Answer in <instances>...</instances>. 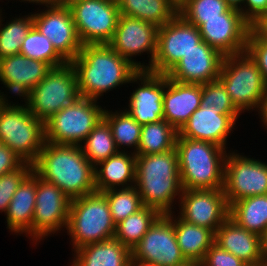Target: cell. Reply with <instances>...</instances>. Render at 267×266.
Instances as JSON below:
<instances>
[{
    "label": "cell",
    "mask_w": 267,
    "mask_h": 266,
    "mask_svg": "<svg viewBox=\"0 0 267 266\" xmlns=\"http://www.w3.org/2000/svg\"><path fill=\"white\" fill-rule=\"evenodd\" d=\"M135 171V187L143 205L161 214L176 212L175 204L178 205L183 191L176 148L158 154L136 155Z\"/></svg>",
    "instance_id": "obj_3"
},
{
    "label": "cell",
    "mask_w": 267,
    "mask_h": 266,
    "mask_svg": "<svg viewBox=\"0 0 267 266\" xmlns=\"http://www.w3.org/2000/svg\"><path fill=\"white\" fill-rule=\"evenodd\" d=\"M157 31L158 27L154 24L136 17L120 15L116 30L108 45L139 70H148L156 54ZM142 55H148V63L136 61V57Z\"/></svg>",
    "instance_id": "obj_14"
},
{
    "label": "cell",
    "mask_w": 267,
    "mask_h": 266,
    "mask_svg": "<svg viewBox=\"0 0 267 266\" xmlns=\"http://www.w3.org/2000/svg\"><path fill=\"white\" fill-rule=\"evenodd\" d=\"M70 64L76 71L80 97L98 101L117 87H128L129 81L139 71L108 44L83 45Z\"/></svg>",
    "instance_id": "obj_1"
},
{
    "label": "cell",
    "mask_w": 267,
    "mask_h": 266,
    "mask_svg": "<svg viewBox=\"0 0 267 266\" xmlns=\"http://www.w3.org/2000/svg\"><path fill=\"white\" fill-rule=\"evenodd\" d=\"M21 102L5 99L0 105V142L33 164L45 143L44 122Z\"/></svg>",
    "instance_id": "obj_7"
},
{
    "label": "cell",
    "mask_w": 267,
    "mask_h": 266,
    "mask_svg": "<svg viewBox=\"0 0 267 266\" xmlns=\"http://www.w3.org/2000/svg\"><path fill=\"white\" fill-rule=\"evenodd\" d=\"M32 171L33 164L25 162L17 170L0 176V213H6L17 188Z\"/></svg>",
    "instance_id": "obj_40"
},
{
    "label": "cell",
    "mask_w": 267,
    "mask_h": 266,
    "mask_svg": "<svg viewBox=\"0 0 267 266\" xmlns=\"http://www.w3.org/2000/svg\"><path fill=\"white\" fill-rule=\"evenodd\" d=\"M262 252L264 253V259L267 261V231L261 236Z\"/></svg>",
    "instance_id": "obj_50"
},
{
    "label": "cell",
    "mask_w": 267,
    "mask_h": 266,
    "mask_svg": "<svg viewBox=\"0 0 267 266\" xmlns=\"http://www.w3.org/2000/svg\"><path fill=\"white\" fill-rule=\"evenodd\" d=\"M79 97L76 71L67 63L52 68L22 100L36 118L45 122Z\"/></svg>",
    "instance_id": "obj_9"
},
{
    "label": "cell",
    "mask_w": 267,
    "mask_h": 266,
    "mask_svg": "<svg viewBox=\"0 0 267 266\" xmlns=\"http://www.w3.org/2000/svg\"><path fill=\"white\" fill-rule=\"evenodd\" d=\"M242 114H220L211 107L196 109L178 131L180 137L214 143L228 150L227 143Z\"/></svg>",
    "instance_id": "obj_21"
},
{
    "label": "cell",
    "mask_w": 267,
    "mask_h": 266,
    "mask_svg": "<svg viewBox=\"0 0 267 266\" xmlns=\"http://www.w3.org/2000/svg\"><path fill=\"white\" fill-rule=\"evenodd\" d=\"M229 217L247 231L262 236L267 231V194L235 201Z\"/></svg>",
    "instance_id": "obj_30"
},
{
    "label": "cell",
    "mask_w": 267,
    "mask_h": 266,
    "mask_svg": "<svg viewBox=\"0 0 267 266\" xmlns=\"http://www.w3.org/2000/svg\"><path fill=\"white\" fill-rule=\"evenodd\" d=\"M244 19L251 25L261 15L267 13V0H245L240 11Z\"/></svg>",
    "instance_id": "obj_44"
},
{
    "label": "cell",
    "mask_w": 267,
    "mask_h": 266,
    "mask_svg": "<svg viewBox=\"0 0 267 266\" xmlns=\"http://www.w3.org/2000/svg\"><path fill=\"white\" fill-rule=\"evenodd\" d=\"M257 266H267V261H264V262L258 264Z\"/></svg>",
    "instance_id": "obj_55"
},
{
    "label": "cell",
    "mask_w": 267,
    "mask_h": 266,
    "mask_svg": "<svg viewBox=\"0 0 267 266\" xmlns=\"http://www.w3.org/2000/svg\"><path fill=\"white\" fill-rule=\"evenodd\" d=\"M80 1L82 0H52V5L64 8H71L74 4Z\"/></svg>",
    "instance_id": "obj_47"
},
{
    "label": "cell",
    "mask_w": 267,
    "mask_h": 266,
    "mask_svg": "<svg viewBox=\"0 0 267 266\" xmlns=\"http://www.w3.org/2000/svg\"><path fill=\"white\" fill-rule=\"evenodd\" d=\"M70 10L83 45L108 44L111 41L120 16L117 0H82Z\"/></svg>",
    "instance_id": "obj_12"
},
{
    "label": "cell",
    "mask_w": 267,
    "mask_h": 266,
    "mask_svg": "<svg viewBox=\"0 0 267 266\" xmlns=\"http://www.w3.org/2000/svg\"><path fill=\"white\" fill-rule=\"evenodd\" d=\"M101 101L79 97L44 122L45 142L80 145L103 119Z\"/></svg>",
    "instance_id": "obj_8"
},
{
    "label": "cell",
    "mask_w": 267,
    "mask_h": 266,
    "mask_svg": "<svg viewBox=\"0 0 267 266\" xmlns=\"http://www.w3.org/2000/svg\"><path fill=\"white\" fill-rule=\"evenodd\" d=\"M2 90H0V105L4 102L5 98L3 96V93L1 92Z\"/></svg>",
    "instance_id": "obj_53"
},
{
    "label": "cell",
    "mask_w": 267,
    "mask_h": 266,
    "mask_svg": "<svg viewBox=\"0 0 267 266\" xmlns=\"http://www.w3.org/2000/svg\"><path fill=\"white\" fill-rule=\"evenodd\" d=\"M199 31L204 42L226 57L246 51L250 24L229 8L222 18L202 19Z\"/></svg>",
    "instance_id": "obj_18"
},
{
    "label": "cell",
    "mask_w": 267,
    "mask_h": 266,
    "mask_svg": "<svg viewBox=\"0 0 267 266\" xmlns=\"http://www.w3.org/2000/svg\"><path fill=\"white\" fill-rule=\"evenodd\" d=\"M258 116L260 117L259 119H261V121L259 120V122H262L261 124L263 128L267 130V93L265 95L263 105L262 108L260 109Z\"/></svg>",
    "instance_id": "obj_46"
},
{
    "label": "cell",
    "mask_w": 267,
    "mask_h": 266,
    "mask_svg": "<svg viewBox=\"0 0 267 266\" xmlns=\"http://www.w3.org/2000/svg\"><path fill=\"white\" fill-rule=\"evenodd\" d=\"M214 243L248 266H257L265 261L261 236L242 228L230 217L218 227Z\"/></svg>",
    "instance_id": "obj_24"
},
{
    "label": "cell",
    "mask_w": 267,
    "mask_h": 266,
    "mask_svg": "<svg viewBox=\"0 0 267 266\" xmlns=\"http://www.w3.org/2000/svg\"><path fill=\"white\" fill-rule=\"evenodd\" d=\"M200 107H211L220 114H241L231 102L229 94L219 80L202 84Z\"/></svg>",
    "instance_id": "obj_39"
},
{
    "label": "cell",
    "mask_w": 267,
    "mask_h": 266,
    "mask_svg": "<svg viewBox=\"0 0 267 266\" xmlns=\"http://www.w3.org/2000/svg\"><path fill=\"white\" fill-rule=\"evenodd\" d=\"M24 163L12 149L0 142V176L17 170Z\"/></svg>",
    "instance_id": "obj_43"
},
{
    "label": "cell",
    "mask_w": 267,
    "mask_h": 266,
    "mask_svg": "<svg viewBox=\"0 0 267 266\" xmlns=\"http://www.w3.org/2000/svg\"><path fill=\"white\" fill-rule=\"evenodd\" d=\"M118 109L110 111L107 107L104 110L103 118L111 128L118 151L128 152L126 148H130L131 150L129 149V152L136 154L140 143L142 125H140L124 108Z\"/></svg>",
    "instance_id": "obj_31"
},
{
    "label": "cell",
    "mask_w": 267,
    "mask_h": 266,
    "mask_svg": "<svg viewBox=\"0 0 267 266\" xmlns=\"http://www.w3.org/2000/svg\"><path fill=\"white\" fill-rule=\"evenodd\" d=\"M218 80L241 114L254 110L259 114L267 87L258 64L247 51L224 57Z\"/></svg>",
    "instance_id": "obj_6"
},
{
    "label": "cell",
    "mask_w": 267,
    "mask_h": 266,
    "mask_svg": "<svg viewBox=\"0 0 267 266\" xmlns=\"http://www.w3.org/2000/svg\"><path fill=\"white\" fill-rule=\"evenodd\" d=\"M161 215L155 208L144 206L116 225L114 238L132 251Z\"/></svg>",
    "instance_id": "obj_32"
},
{
    "label": "cell",
    "mask_w": 267,
    "mask_h": 266,
    "mask_svg": "<svg viewBox=\"0 0 267 266\" xmlns=\"http://www.w3.org/2000/svg\"><path fill=\"white\" fill-rule=\"evenodd\" d=\"M246 51L256 61L267 87V41L260 40L251 30L247 38Z\"/></svg>",
    "instance_id": "obj_42"
},
{
    "label": "cell",
    "mask_w": 267,
    "mask_h": 266,
    "mask_svg": "<svg viewBox=\"0 0 267 266\" xmlns=\"http://www.w3.org/2000/svg\"><path fill=\"white\" fill-rule=\"evenodd\" d=\"M11 1V0H10ZM14 1V0H13ZM17 1V0H16ZM20 3H31L32 5H40L41 7L52 6V0H19ZM1 2V0H0Z\"/></svg>",
    "instance_id": "obj_48"
},
{
    "label": "cell",
    "mask_w": 267,
    "mask_h": 266,
    "mask_svg": "<svg viewBox=\"0 0 267 266\" xmlns=\"http://www.w3.org/2000/svg\"><path fill=\"white\" fill-rule=\"evenodd\" d=\"M129 266H155V265H150V264H146V263H140V262L131 260Z\"/></svg>",
    "instance_id": "obj_51"
},
{
    "label": "cell",
    "mask_w": 267,
    "mask_h": 266,
    "mask_svg": "<svg viewBox=\"0 0 267 266\" xmlns=\"http://www.w3.org/2000/svg\"><path fill=\"white\" fill-rule=\"evenodd\" d=\"M67 235L71 252L82 246L114 238L113 221L106 197L99 192L71 199Z\"/></svg>",
    "instance_id": "obj_5"
},
{
    "label": "cell",
    "mask_w": 267,
    "mask_h": 266,
    "mask_svg": "<svg viewBox=\"0 0 267 266\" xmlns=\"http://www.w3.org/2000/svg\"><path fill=\"white\" fill-rule=\"evenodd\" d=\"M201 41L199 28L177 14L171 21L158 28L156 54L148 71L166 74Z\"/></svg>",
    "instance_id": "obj_15"
},
{
    "label": "cell",
    "mask_w": 267,
    "mask_h": 266,
    "mask_svg": "<svg viewBox=\"0 0 267 266\" xmlns=\"http://www.w3.org/2000/svg\"><path fill=\"white\" fill-rule=\"evenodd\" d=\"M51 69L47 63L27 58L22 54L1 58L0 84L5 87L1 89L6 90V94L2 91L4 98H12L8 95L11 93L22 100Z\"/></svg>",
    "instance_id": "obj_20"
},
{
    "label": "cell",
    "mask_w": 267,
    "mask_h": 266,
    "mask_svg": "<svg viewBox=\"0 0 267 266\" xmlns=\"http://www.w3.org/2000/svg\"><path fill=\"white\" fill-rule=\"evenodd\" d=\"M135 170L136 154L118 151L94 166L96 192L135 186Z\"/></svg>",
    "instance_id": "obj_26"
},
{
    "label": "cell",
    "mask_w": 267,
    "mask_h": 266,
    "mask_svg": "<svg viewBox=\"0 0 267 266\" xmlns=\"http://www.w3.org/2000/svg\"><path fill=\"white\" fill-rule=\"evenodd\" d=\"M70 266H129L131 250L116 238L87 244L73 251Z\"/></svg>",
    "instance_id": "obj_27"
},
{
    "label": "cell",
    "mask_w": 267,
    "mask_h": 266,
    "mask_svg": "<svg viewBox=\"0 0 267 266\" xmlns=\"http://www.w3.org/2000/svg\"><path fill=\"white\" fill-rule=\"evenodd\" d=\"M175 148L184 190L223 188L229 150L211 142L180 137L178 134Z\"/></svg>",
    "instance_id": "obj_4"
},
{
    "label": "cell",
    "mask_w": 267,
    "mask_h": 266,
    "mask_svg": "<svg viewBox=\"0 0 267 266\" xmlns=\"http://www.w3.org/2000/svg\"><path fill=\"white\" fill-rule=\"evenodd\" d=\"M33 171L60 188L70 199L96 192L94 166L80 145L45 142L33 163Z\"/></svg>",
    "instance_id": "obj_2"
},
{
    "label": "cell",
    "mask_w": 267,
    "mask_h": 266,
    "mask_svg": "<svg viewBox=\"0 0 267 266\" xmlns=\"http://www.w3.org/2000/svg\"><path fill=\"white\" fill-rule=\"evenodd\" d=\"M174 212V229L181 253L187 261L201 263L214 244L215 233L202 226L188 223Z\"/></svg>",
    "instance_id": "obj_28"
},
{
    "label": "cell",
    "mask_w": 267,
    "mask_h": 266,
    "mask_svg": "<svg viewBox=\"0 0 267 266\" xmlns=\"http://www.w3.org/2000/svg\"><path fill=\"white\" fill-rule=\"evenodd\" d=\"M88 161L96 166L118 152L111 128L103 118L80 144Z\"/></svg>",
    "instance_id": "obj_35"
},
{
    "label": "cell",
    "mask_w": 267,
    "mask_h": 266,
    "mask_svg": "<svg viewBox=\"0 0 267 266\" xmlns=\"http://www.w3.org/2000/svg\"><path fill=\"white\" fill-rule=\"evenodd\" d=\"M138 84L123 107L140 125L163 119L164 74L139 70L129 81ZM128 107V108H127Z\"/></svg>",
    "instance_id": "obj_19"
},
{
    "label": "cell",
    "mask_w": 267,
    "mask_h": 266,
    "mask_svg": "<svg viewBox=\"0 0 267 266\" xmlns=\"http://www.w3.org/2000/svg\"><path fill=\"white\" fill-rule=\"evenodd\" d=\"M132 260L155 266H178L187 260L174 229V212L162 214L131 251Z\"/></svg>",
    "instance_id": "obj_13"
},
{
    "label": "cell",
    "mask_w": 267,
    "mask_h": 266,
    "mask_svg": "<svg viewBox=\"0 0 267 266\" xmlns=\"http://www.w3.org/2000/svg\"><path fill=\"white\" fill-rule=\"evenodd\" d=\"M36 191L37 174L32 171L17 188L4 214L10 233L26 236L32 230Z\"/></svg>",
    "instance_id": "obj_25"
},
{
    "label": "cell",
    "mask_w": 267,
    "mask_h": 266,
    "mask_svg": "<svg viewBox=\"0 0 267 266\" xmlns=\"http://www.w3.org/2000/svg\"><path fill=\"white\" fill-rule=\"evenodd\" d=\"M224 56L203 40L184 55L167 73L174 81L204 84L218 80Z\"/></svg>",
    "instance_id": "obj_22"
},
{
    "label": "cell",
    "mask_w": 267,
    "mask_h": 266,
    "mask_svg": "<svg viewBox=\"0 0 267 266\" xmlns=\"http://www.w3.org/2000/svg\"><path fill=\"white\" fill-rule=\"evenodd\" d=\"M237 151L230 149L225 162L223 190L229 207L240 199L267 194V162Z\"/></svg>",
    "instance_id": "obj_11"
},
{
    "label": "cell",
    "mask_w": 267,
    "mask_h": 266,
    "mask_svg": "<svg viewBox=\"0 0 267 266\" xmlns=\"http://www.w3.org/2000/svg\"><path fill=\"white\" fill-rule=\"evenodd\" d=\"M202 85L174 81L164 74L163 119L179 131L200 107Z\"/></svg>",
    "instance_id": "obj_23"
},
{
    "label": "cell",
    "mask_w": 267,
    "mask_h": 266,
    "mask_svg": "<svg viewBox=\"0 0 267 266\" xmlns=\"http://www.w3.org/2000/svg\"><path fill=\"white\" fill-rule=\"evenodd\" d=\"M120 15L136 17L162 27L178 14L173 0H117Z\"/></svg>",
    "instance_id": "obj_29"
},
{
    "label": "cell",
    "mask_w": 267,
    "mask_h": 266,
    "mask_svg": "<svg viewBox=\"0 0 267 266\" xmlns=\"http://www.w3.org/2000/svg\"><path fill=\"white\" fill-rule=\"evenodd\" d=\"M2 7L0 6V59L20 54V49L28 32L33 27L32 12L24 16H12L11 20L5 21ZM4 19V20H3Z\"/></svg>",
    "instance_id": "obj_33"
},
{
    "label": "cell",
    "mask_w": 267,
    "mask_h": 266,
    "mask_svg": "<svg viewBox=\"0 0 267 266\" xmlns=\"http://www.w3.org/2000/svg\"><path fill=\"white\" fill-rule=\"evenodd\" d=\"M20 54L30 59L45 62L51 68L61 67L68 63L56 51L50 39L40 33L34 26L23 41Z\"/></svg>",
    "instance_id": "obj_36"
},
{
    "label": "cell",
    "mask_w": 267,
    "mask_h": 266,
    "mask_svg": "<svg viewBox=\"0 0 267 266\" xmlns=\"http://www.w3.org/2000/svg\"><path fill=\"white\" fill-rule=\"evenodd\" d=\"M230 9L241 11L245 0H225Z\"/></svg>",
    "instance_id": "obj_49"
},
{
    "label": "cell",
    "mask_w": 267,
    "mask_h": 266,
    "mask_svg": "<svg viewBox=\"0 0 267 266\" xmlns=\"http://www.w3.org/2000/svg\"><path fill=\"white\" fill-rule=\"evenodd\" d=\"M71 199L53 183L37 175V191L32 230L25 236L32 246L51 235L65 231L69 219ZM65 229V230H64Z\"/></svg>",
    "instance_id": "obj_10"
},
{
    "label": "cell",
    "mask_w": 267,
    "mask_h": 266,
    "mask_svg": "<svg viewBox=\"0 0 267 266\" xmlns=\"http://www.w3.org/2000/svg\"><path fill=\"white\" fill-rule=\"evenodd\" d=\"M177 6H179L184 0H173Z\"/></svg>",
    "instance_id": "obj_54"
},
{
    "label": "cell",
    "mask_w": 267,
    "mask_h": 266,
    "mask_svg": "<svg viewBox=\"0 0 267 266\" xmlns=\"http://www.w3.org/2000/svg\"><path fill=\"white\" fill-rule=\"evenodd\" d=\"M39 8L37 12H32L33 26L49 38L56 51L70 63L83 46L70 8L53 5Z\"/></svg>",
    "instance_id": "obj_17"
},
{
    "label": "cell",
    "mask_w": 267,
    "mask_h": 266,
    "mask_svg": "<svg viewBox=\"0 0 267 266\" xmlns=\"http://www.w3.org/2000/svg\"><path fill=\"white\" fill-rule=\"evenodd\" d=\"M178 131L166 120L142 125L141 138L136 155H150L175 148Z\"/></svg>",
    "instance_id": "obj_34"
},
{
    "label": "cell",
    "mask_w": 267,
    "mask_h": 266,
    "mask_svg": "<svg viewBox=\"0 0 267 266\" xmlns=\"http://www.w3.org/2000/svg\"><path fill=\"white\" fill-rule=\"evenodd\" d=\"M228 9L225 0H184L178 6V14L199 28L202 19L222 18Z\"/></svg>",
    "instance_id": "obj_38"
},
{
    "label": "cell",
    "mask_w": 267,
    "mask_h": 266,
    "mask_svg": "<svg viewBox=\"0 0 267 266\" xmlns=\"http://www.w3.org/2000/svg\"><path fill=\"white\" fill-rule=\"evenodd\" d=\"M102 194L108 201L110 212L116 225L144 207L140 194L135 186L110 189L102 192Z\"/></svg>",
    "instance_id": "obj_37"
},
{
    "label": "cell",
    "mask_w": 267,
    "mask_h": 266,
    "mask_svg": "<svg viewBox=\"0 0 267 266\" xmlns=\"http://www.w3.org/2000/svg\"><path fill=\"white\" fill-rule=\"evenodd\" d=\"M176 214L188 223L206 227L214 233L229 218L230 207L223 188L184 190Z\"/></svg>",
    "instance_id": "obj_16"
},
{
    "label": "cell",
    "mask_w": 267,
    "mask_h": 266,
    "mask_svg": "<svg viewBox=\"0 0 267 266\" xmlns=\"http://www.w3.org/2000/svg\"><path fill=\"white\" fill-rule=\"evenodd\" d=\"M250 30L260 39L267 41V13L250 25Z\"/></svg>",
    "instance_id": "obj_45"
},
{
    "label": "cell",
    "mask_w": 267,
    "mask_h": 266,
    "mask_svg": "<svg viewBox=\"0 0 267 266\" xmlns=\"http://www.w3.org/2000/svg\"><path fill=\"white\" fill-rule=\"evenodd\" d=\"M178 266H201V264L193 262V261H186L183 264H180Z\"/></svg>",
    "instance_id": "obj_52"
},
{
    "label": "cell",
    "mask_w": 267,
    "mask_h": 266,
    "mask_svg": "<svg viewBox=\"0 0 267 266\" xmlns=\"http://www.w3.org/2000/svg\"><path fill=\"white\" fill-rule=\"evenodd\" d=\"M200 264L201 266H248L241 259L223 250L215 243L207 250Z\"/></svg>",
    "instance_id": "obj_41"
}]
</instances>
